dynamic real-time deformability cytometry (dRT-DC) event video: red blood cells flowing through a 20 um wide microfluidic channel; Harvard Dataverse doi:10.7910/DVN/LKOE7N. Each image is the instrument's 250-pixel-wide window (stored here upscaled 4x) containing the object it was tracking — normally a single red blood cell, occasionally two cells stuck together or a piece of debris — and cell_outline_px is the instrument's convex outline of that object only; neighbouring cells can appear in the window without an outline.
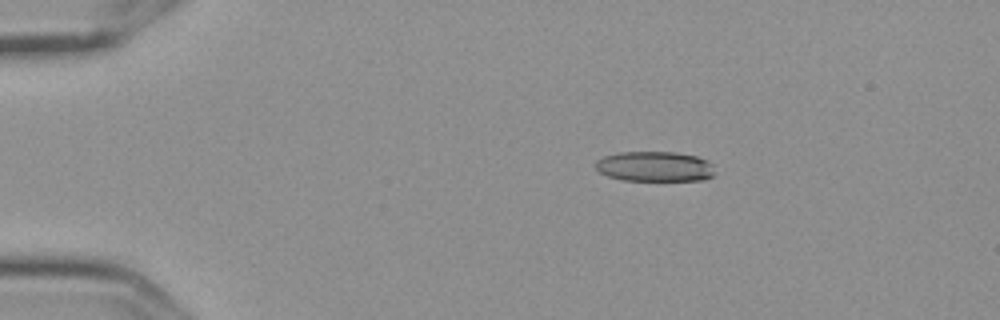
{"species": "Egyptian fruit bat (a non-hibernating species)", "species_latin": "Rousettus aegyptiacus", "temperature_condition": "cold", "stored_images_in_passage": 3, "camera_frame_rate_fps": 3000, "um_per_image_px": 0.085, "frame": {"image": 1, "passage_image": 2, "time_ms": 0.333, "image_size_px": [1000, 320], "cell_outline_px": [[716, 172], [712, 176], [704, 180], [620, 180], [608, 176], [600, 172], [596, 168], [596, 160], [604, 156], [620, 152], [676, 152], [696, 156], [708, 160], [712, 164]], "centroid_in_image_um": [55.68, 14.15], "position_along_channel_um": 29.3, "area_um2": 21.04}}